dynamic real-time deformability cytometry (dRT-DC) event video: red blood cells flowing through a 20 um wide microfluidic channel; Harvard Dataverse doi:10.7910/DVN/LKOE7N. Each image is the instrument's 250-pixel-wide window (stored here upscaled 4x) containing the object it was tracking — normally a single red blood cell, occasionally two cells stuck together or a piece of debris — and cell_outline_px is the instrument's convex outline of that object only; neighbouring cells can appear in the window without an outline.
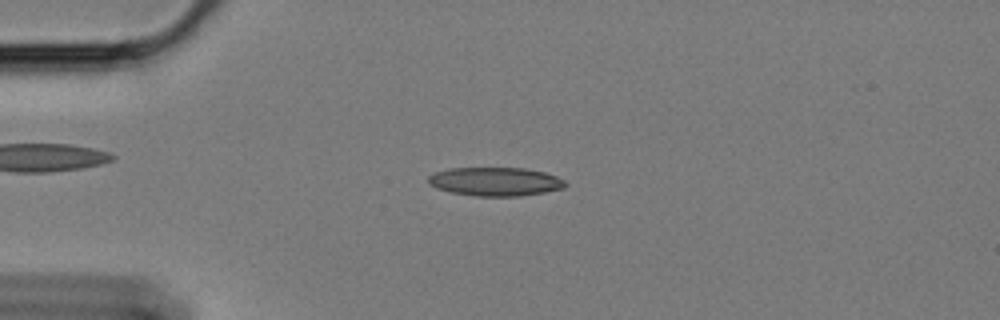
{"species": "Egyptian fruit bat (a non-hibernating species)", "species_latin": "Rousettus aegyptiacus", "temperature_condition": "cold", "stored_images_in_passage": 54, "camera_frame_rate_fps": 3000, "um_per_image_px": 0.085, "animal": {"sex": "female"}, "frame": {"image": 1, "passage_image": 10, "time_ms": 3.0, "image_size_px": [1000, 320], "cell_outline_px": [[568, 184], [564, 188], [544, 192], [520, 196], [476, 196], [452, 192], [436, 188], [428, 184], [428, 176], [436, 172], [448, 168], [524, 168], [544, 172], [556, 176], [564, 180]], "centroid_in_image_um": [42.1, 15.43], "position_along_channel_um": 42.9, "area_um2": 22.89}}
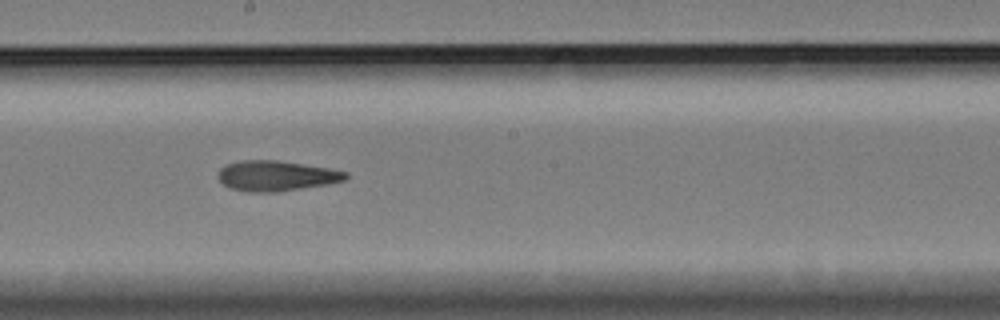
{"frame": {"image": 2, "passage_image": 28, "time_ms": 9.0, "image_size_px": [1000, 320], "cell_outline_px": [[348, 176], [344, 180], [328, 184], [276, 192], [248, 192], [228, 188], [216, 176], [220, 168], [228, 164], [244, 160], [276, 160], [328, 168], [348, 172]], "centroid_in_image_um": [23.45, 14.95], "position_along_channel_um": 224.7, "area_um2": 22.43}}
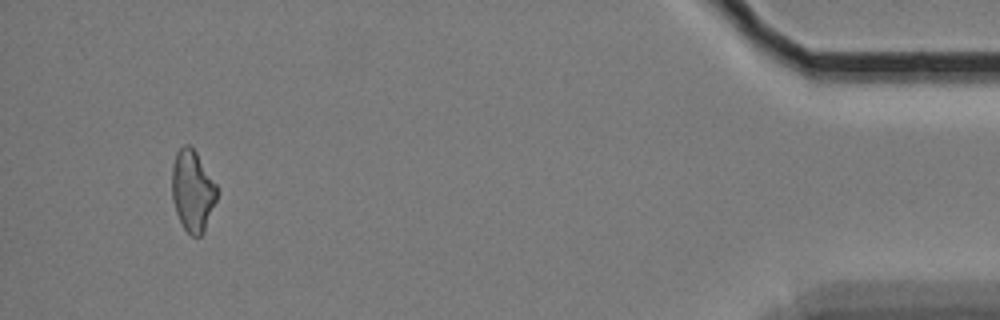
{"frame": {"image": 3, "passage_image": 51, "time_ms": 16.667, "image_size_px": [1000, 320], "cell_outline_px": [[216, 200], [204, 232], [200, 236], [192, 236], [184, 228], [176, 212], [172, 200], [172, 168], [176, 152], [184, 144], [188, 144], [196, 152], [216, 184]], "centroid_in_image_um": [16.35, 16.22], "position_along_channel_um": 418.8, "area_um2": 21.04}, "authors_computed_cell_mechanics": {"area_um2": 22.1663, "velocity_mm_per_s": 3.4151, "shape_relaxation_time_tau1_ms": null, "shape_relaxation_time_tau2_ms": 6.8642, "deformation_change_tau1": null, "deformation_change_tau2": 0.1728}}